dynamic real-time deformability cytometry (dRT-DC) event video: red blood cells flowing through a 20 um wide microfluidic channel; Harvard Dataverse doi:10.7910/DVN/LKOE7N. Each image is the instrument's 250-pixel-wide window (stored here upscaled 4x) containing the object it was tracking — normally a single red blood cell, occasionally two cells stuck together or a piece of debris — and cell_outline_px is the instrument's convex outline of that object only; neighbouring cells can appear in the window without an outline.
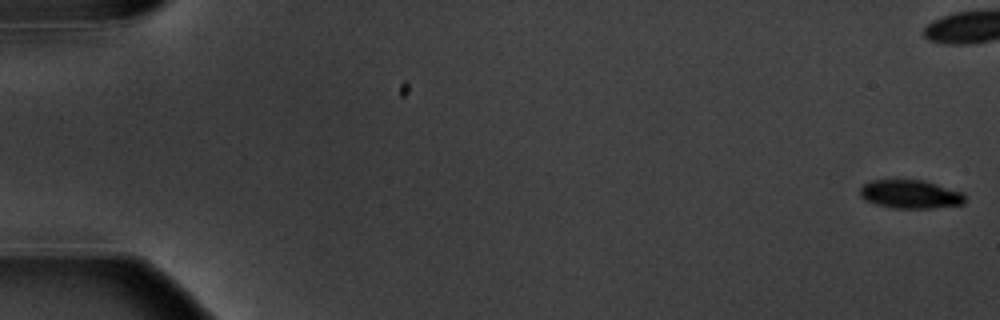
{"species": "common noctule bat (a hibernating species)", "species_latin": "Nyctalus noctula", "temperature_condition": "warm", "stored_images_in_passage": 7, "camera_frame_rate_fps": 3000, "um_per_image_px": 0.085, "animal": {"sex": "male", "body_mass_g": 20.1, "forearm_length_mm": 53.5}, "frame": {"image": 1, "passage_image": 1, "time_ms": 0.0, "image_size_px": [1000, 320], "cell_outline_px": [[964, 204], [932, 208], [892, 208], [876, 204], [864, 200], [860, 196], [860, 188], [864, 184], [872, 180], [924, 180], [964, 192]], "centroid_in_image_um": [77.38, 16.51], "position_along_channel_um": 7.6, "area_um2": 17.51}}
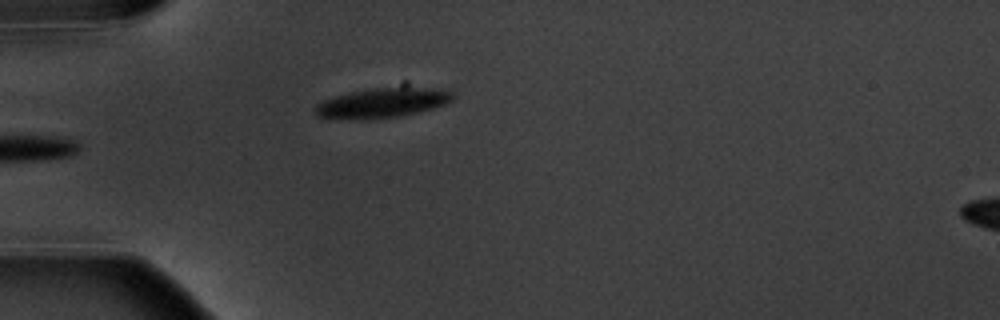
{"frame": {"image": 2, "passage_image": 6, "time_ms": 6.667, "image_size_px": [1000, 320], "cell_outline_px": [[456, 96], [452, 100], [444, 104], [432, 108], [416, 112], [396, 116], [316, 116], [312, 112], [316, 104], [324, 100], [336, 96], [352, 92], [404, 80], [444, 88], [452, 92]], "centroid_in_image_um": [32.76, 8.55], "position_along_channel_um": 52.2, "area_um2": 24.57}}